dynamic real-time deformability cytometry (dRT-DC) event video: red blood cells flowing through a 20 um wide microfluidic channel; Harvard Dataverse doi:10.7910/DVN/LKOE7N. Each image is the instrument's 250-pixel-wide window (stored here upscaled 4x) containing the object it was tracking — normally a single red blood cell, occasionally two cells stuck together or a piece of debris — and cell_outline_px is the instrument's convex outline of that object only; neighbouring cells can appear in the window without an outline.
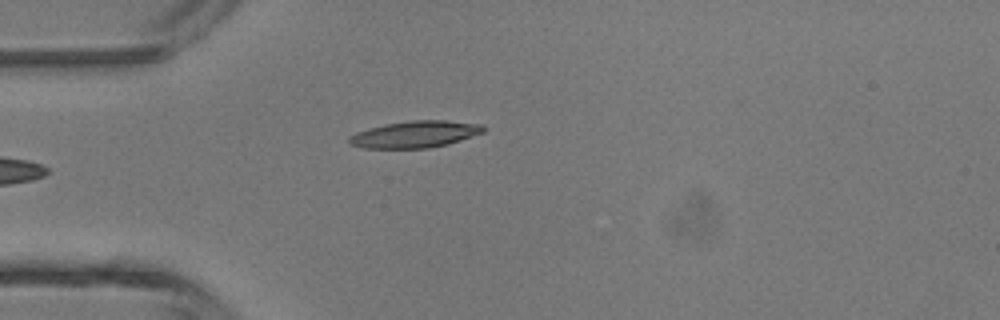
{"species": "common noctule bat (a hibernating species)", "species_latin": "Nyctalus noctula", "temperature_condition": "room temperature", "stored_images_in_passage": 5, "camera_frame_rate_fps": 3000, "um_per_image_px": 0.085, "animal": {"sex": "male", "body_mass_g": 13.3}, "frame": {"image": 1, "passage_image": 5, "time_ms": 4.667, "image_size_px": [1000, 320], "cell_outline_px": [[488, 128], [484, 132], [448, 144], [428, 148], [364, 148], [348, 144], [348, 136], [356, 132], [368, 128], [384, 124], [412, 120], [444, 120], [480, 124]], "centroid_in_image_um": [35.25, 11.41], "position_along_channel_um": 49.7, "area_um2": 21.04}}